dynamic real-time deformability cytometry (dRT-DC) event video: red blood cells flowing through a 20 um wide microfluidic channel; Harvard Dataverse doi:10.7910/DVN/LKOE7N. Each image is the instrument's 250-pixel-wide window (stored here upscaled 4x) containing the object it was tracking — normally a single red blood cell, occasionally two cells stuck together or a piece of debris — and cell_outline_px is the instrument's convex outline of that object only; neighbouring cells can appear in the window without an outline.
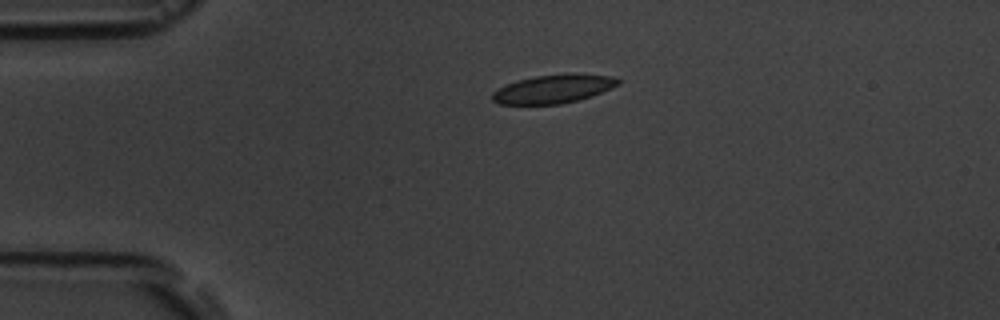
{"species": "common noctule bat (a hibernating species)", "species_latin": "Nyctalus noctula", "temperature_condition": "room temperature", "stored_images_in_passage": 3, "camera_frame_rate_fps": 3000, "um_per_image_px": 0.085, "animal": {"sex": "male", "body_mass_g": 19.5, "forearm_length_mm": 54.6}, "frame": {"image": 1, "passage_image": 1, "time_ms": 0.0, "image_size_px": [1000, 320], "cell_outline_px": [[620, 84], [612, 88], [592, 96], [560, 104], [496, 104], [492, 100], [492, 92], [516, 80], [536, 76], [568, 72], [612, 76], [620, 80]], "centroid_in_image_um": [47.06, 7.54], "position_along_channel_um": 37.9, "area_um2": 21.1}}
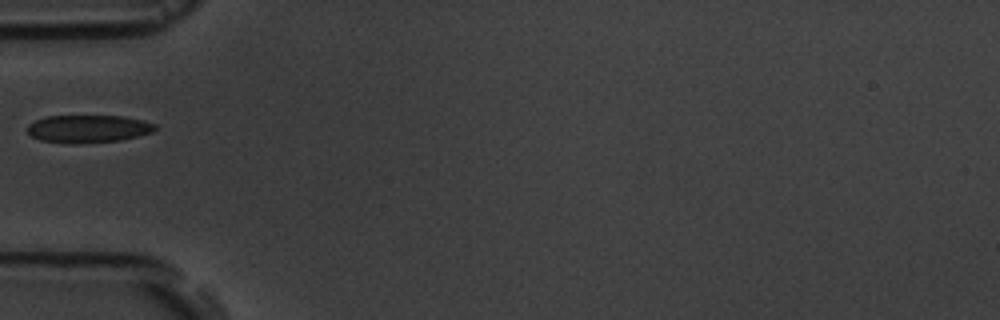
{"frame": {"image": 2, "passage_image": 3, "time_ms": 2.0, "image_size_px": [1000, 320], "cell_outline_px": [[156, 128], [152, 132], [120, 140], [72, 144], [40, 140], [32, 136], [28, 132], [28, 124], [36, 120], [48, 116], [124, 116], [156, 124]], "centroid_in_image_um": [7.48, 10.94], "position_along_channel_um": 77.5, "area_um2": 20.4}}